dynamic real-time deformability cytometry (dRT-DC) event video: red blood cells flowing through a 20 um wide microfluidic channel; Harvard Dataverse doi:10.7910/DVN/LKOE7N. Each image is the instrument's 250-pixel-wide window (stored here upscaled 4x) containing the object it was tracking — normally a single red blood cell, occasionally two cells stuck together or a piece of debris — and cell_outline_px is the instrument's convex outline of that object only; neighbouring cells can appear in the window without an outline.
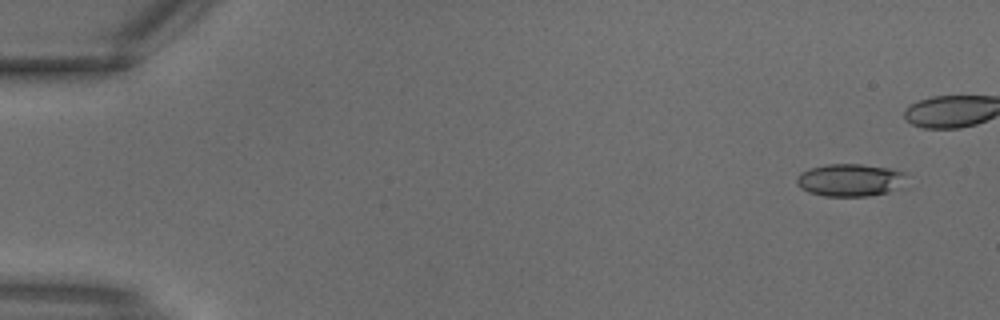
{"species": "common noctule bat (a hibernating species)", "species_latin": "Nyctalus noctula", "temperature_condition": "warm", "stored_images_in_passage": 4, "camera_frame_rate_fps": 3000, "um_per_image_px": 0.085, "animal": {"sex": "male", "body_mass_g": 18.8}, "frame": {"image": 1, "passage_image": 1, "time_ms": 0.0, "image_size_px": [1000, 320], "cell_outline_px": [[908, 188], [868, 196], [824, 196], [808, 192], [800, 188], [796, 184], [796, 176], [800, 172], [812, 168], [828, 164], [860, 164], [888, 168], [908, 172]], "centroid_in_image_um": [72.37, 15.32], "position_along_channel_um": 12.6, "area_um2": 21.56}}
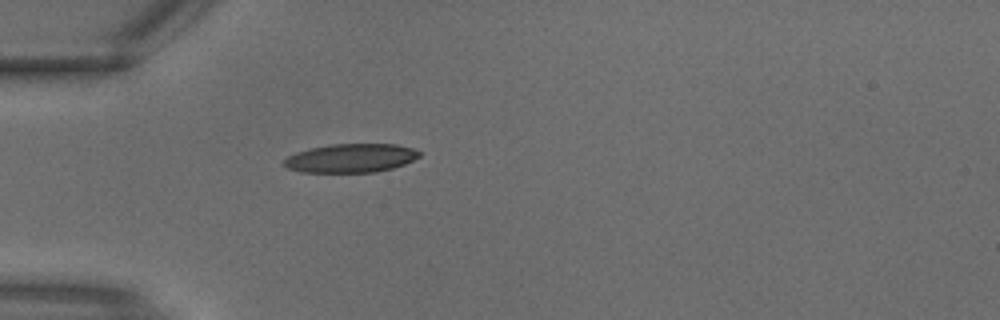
{"frame": {"image": 2, "passage_image": 4, "time_ms": 1.0, "image_size_px": [1000, 320], "cell_outline_px": [[420, 156], [404, 164], [392, 168], [376, 172], [300, 172], [288, 168], [280, 164], [288, 156], [296, 152], [312, 148], [332, 144], [396, 144], [412, 148], [420, 152]], "centroid_in_image_um": [29.8, 13.44], "position_along_channel_um": 55.2, "area_um2": 22.6}}